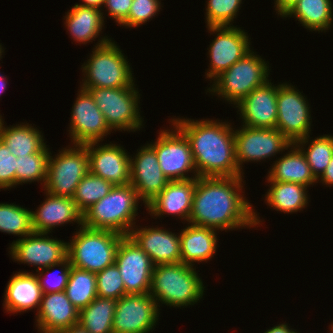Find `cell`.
Here are the masks:
<instances>
[{"label": "cell", "mask_w": 333, "mask_h": 333, "mask_svg": "<svg viewBox=\"0 0 333 333\" xmlns=\"http://www.w3.org/2000/svg\"><path fill=\"white\" fill-rule=\"evenodd\" d=\"M159 0H133L128 17L120 24L126 27H138L158 14L161 9Z\"/></svg>", "instance_id": "40"}, {"label": "cell", "mask_w": 333, "mask_h": 333, "mask_svg": "<svg viewBox=\"0 0 333 333\" xmlns=\"http://www.w3.org/2000/svg\"><path fill=\"white\" fill-rule=\"evenodd\" d=\"M298 1L299 0H275L276 13H278L280 17H283Z\"/></svg>", "instance_id": "44"}, {"label": "cell", "mask_w": 333, "mask_h": 333, "mask_svg": "<svg viewBox=\"0 0 333 333\" xmlns=\"http://www.w3.org/2000/svg\"><path fill=\"white\" fill-rule=\"evenodd\" d=\"M85 145L91 174L102 177L113 186L130 184V156L122 146L113 143L100 145L98 142Z\"/></svg>", "instance_id": "18"}, {"label": "cell", "mask_w": 333, "mask_h": 333, "mask_svg": "<svg viewBox=\"0 0 333 333\" xmlns=\"http://www.w3.org/2000/svg\"><path fill=\"white\" fill-rule=\"evenodd\" d=\"M79 228L67 243L71 266L97 273L114 264L118 245L124 236L110 230Z\"/></svg>", "instance_id": "6"}, {"label": "cell", "mask_w": 333, "mask_h": 333, "mask_svg": "<svg viewBox=\"0 0 333 333\" xmlns=\"http://www.w3.org/2000/svg\"><path fill=\"white\" fill-rule=\"evenodd\" d=\"M60 333H89L79 323L63 330Z\"/></svg>", "instance_id": "48"}, {"label": "cell", "mask_w": 333, "mask_h": 333, "mask_svg": "<svg viewBox=\"0 0 333 333\" xmlns=\"http://www.w3.org/2000/svg\"><path fill=\"white\" fill-rule=\"evenodd\" d=\"M196 178L169 181L165 188L146 205L152 216L171 214L189 222Z\"/></svg>", "instance_id": "23"}, {"label": "cell", "mask_w": 333, "mask_h": 333, "mask_svg": "<svg viewBox=\"0 0 333 333\" xmlns=\"http://www.w3.org/2000/svg\"><path fill=\"white\" fill-rule=\"evenodd\" d=\"M170 122L187 137L198 177L243 176L236 161L235 128L231 123L185 118Z\"/></svg>", "instance_id": "2"}, {"label": "cell", "mask_w": 333, "mask_h": 333, "mask_svg": "<svg viewBox=\"0 0 333 333\" xmlns=\"http://www.w3.org/2000/svg\"><path fill=\"white\" fill-rule=\"evenodd\" d=\"M309 137L299 139L295 144L304 153L313 175L318 180L326 170L333 156V136L325 134L316 137V139L311 140L310 144L308 143ZM306 143L309 144L308 148H304L307 145Z\"/></svg>", "instance_id": "34"}, {"label": "cell", "mask_w": 333, "mask_h": 333, "mask_svg": "<svg viewBox=\"0 0 333 333\" xmlns=\"http://www.w3.org/2000/svg\"><path fill=\"white\" fill-rule=\"evenodd\" d=\"M88 91L111 130L135 132L142 128L140 96L134 84L121 88H89Z\"/></svg>", "instance_id": "8"}, {"label": "cell", "mask_w": 333, "mask_h": 333, "mask_svg": "<svg viewBox=\"0 0 333 333\" xmlns=\"http://www.w3.org/2000/svg\"><path fill=\"white\" fill-rule=\"evenodd\" d=\"M210 33L216 37L209 47L210 67L206 72L208 79L213 80L223 71L251 51L250 38L244 30L233 26H210Z\"/></svg>", "instance_id": "16"}, {"label": "cell", "mask_w": 333, "mask_h": 333, "mask_svg": "<svg viewBox=\"0 0 333 333\" xmlns=\"http://www.w3.org/2000/svg\"><path fill=\"white\" fill-rule=\"evenodd\" d=\"M72 108L69 134L73 144L100 142L111 134L112 130L88 90L79 89Z\"/></svg>", "instance_id": "17"}, {"label": "cell", "mask_w": 333, "mask_h": 333, "mask_svg": "<svg viewBox=\"0 0 333 333\" xmlns=\"http://www.w3.org/2000/svg\"><path fill=\"white\" fill-rule=\"evenodd\" d=\"M61 267H63L61 268L62 270H60L61 272H59L56 277L53 276L54 281H50V284L49 282L46 283L42 278V275L46 274L44 273V270H42L41 273L36 274L43 294L65 291L71 270V263L68 257L61 262ZM53 274H55V272H53Z\"/></svg>", "instance_id": "42"}, {"label": "cell", "mask_w": 333, "mask_h": 333, "mask_svg": "<svg viewBox=\"0 0 333 333\" xmlns=\"http://www.w3.org/2000/svg\"><path fill=\"white\" fill-rule=\"evenodd\" d=\"M115 264L119 268L127 294H147L151 289L154 264L129 236H124L116 252Z\"/></svg>", "instance_id": "15"}, {"label": "cell", "mask_w": 333, "mask_h": 333, "mask_svg": "<svg viewBox=\"0 0 333 333\" xmlns=\"http://www.w3.org/2000/svg\"><path fill=\"white\" fill-rule=\"evenodd\" d=\"M139 200L131 184L114 186L105 197L83 213V226L128 236L135 227Z\"/></svg>", "instance_id": "4"}, {"label": "cell", "mask_w": 333, "mask_h": 333, "mask_svg": "<svg viewBox=\"0 0 333 333\" xmlns=\"http://www.w3.org/2000/svg\"><path fill=\"white\" fill-rule=\"evenodd\" d=\"M133 0H106L105 5L108 10V15L118 23L121 24L129 14L130 7Z\"/></svg>", "instance_id": "43"}, {"label": "cell", "mask_w": 333, "mask_h": 333, "mask_svg": "<svg viewBox=\"0 0 333 333\" xmlns=\"http://www.w3.org/2000/svg\"><path fill=\"white\" fill-rule=\"evenodd\" d=\"M46 200L32 213V226L35 233H51L55 226L76 222L83 226V213L72 197H62L46 192ZM51 230V231H50Z\"/></svg>", "instance_id": "24"}, {"label": "cell", "mask_w": 333, "mask_h": 333, "mask_svg": "<svg viewBox=\"0 0 333 333\" xmlns=\"http://www.w3.org/2000/svg\"><path fill=\"white\" fill-rule=\"evenodd\" d=\"M46 233H32L13 241L10 249L12 259L21 263L36 266V272L60 267L67 258V242L52 239Z\"/></svg>", "instance_id": "13"}, {"label": "cell", "mask_w": 333, "mask_h": 333, "mask_svg": "<svg viewBox=\"0 0 333 333\" xmlns=\"http://www.w3.org/2000/svg\"><path fill=\"white\" fill-rule=\"evenodd\" d=\"M4 293V309L13 314L32 308L38 311L43 296L37 276L27 271L15 273Z\"/></svg>", "instance_id": "25"}, {"label": "cell", "mask_w": 333, "mask_h": 333, "mask_svg": "<svg viewBox=\"0 0 333 333\" xmlns=\"http://www.w3.org/2000/svg\"><path fill=\"white\" fill-rule=\"evenodd\" d=\"M271 186L265 195L266 203L276 211L297 212L308 204L307 188L298 183L268 181Z\"/></svg>", "instance_id": "31"}, {"label": "cell", "mask_w": 333, "mask_h": 333, "mask_svg": "<svg viewBox=\"0 0 333 333\" xmlns=\"http://www.w3.org/2000/svg\"><path fill=\"white\" fill-rule=\"evenodd\" d=\"M204 288L202 279L193 266L181 262L168 263L154 265L149 293L157 305L161 302L170 307L181 308L200 301Z\"/></svg>", "instance_id": "3"}, {"label": "cell", "mask_w": 333, "mask_h": 333, "mask_svg": "<svg viewBox=\"0 0 333 333\" xmlns=\"http://www.w3.org/2000/svg\"><path fill=\"white\" fill-rule=\"evenodd\" d=\"M65 292L79 311L85 308L97 297L96 273L71 266Z\"/></svg>", "instance_id": "33"}, {"label": "cell", "mask_w": 333, "mask_h": 333, "mask_svg": "<svg viewBox=\"0 0 333 333\" xmlns=\"http://www.w3.org/2000/svg\"><path fill=\"white\" fill-rule=\"evenodd\" d=\"M2 120L0 121V140L13 155L19 157L33 153H50L44 143L42 132L37 128L28 123L5 127Z\"/></svg>", "instance_id": "28"}, {"label": "cell", "mask_w": 333, "mask_h": 333, "mask_svg": "<svg viewBox=\"0 0 333 333\" xmlns=\"http://www.w3.org/2000/svg\"><path fill=\"white\" fill-rule=\"evenodd\" d=\"M96 285L97 297L100 298L119 300L127 294L119 268L115 263L96 273Z\"/></svg>", "instance_id": "39"}, {"label": "cell", "mask_w": 333, "mask_h": 333, "mask_svg": "<svg viewBox=\"0 0 333 333\" xmlns=\"http://www.w3.org/2000/svg\"><path fill=\"white\" fill-rule=\"evenodd\" d=\"M330 330H331V333H333V324L331 325Z\"/></svg>", "instance_id": "51"}, {"label": "cell", "mask_w": 333, "mask_h": 333, "mask_svg": "<svg viewBox=\"0 0 333 333\" xmlns=\"http://www.w3.org/2000/svg\"><path fill=\"white\" fill-rule=\"evenodd\" d=\"M146 227L132 228L128 236L149 255L153 264L180 263V234L160 227Z\"/></svg>", "instance_id": "21"}, {"label": "cell", "mask_w": 333, "mask_h": 333, "mask_svg": "<svg viewBox=\"0 0 333 333\" xmlns=\"http://www.w3.org/2000/svg\"><path fill=\"white\" fill-rule=\"evenodd\" d=\"M278 85L271 82L255 88L236 106L243 125L256 128H276Z\"/></svg>", "instance_id": "20"}, {"label": "cell", "mask_w": 333, "mask_h": 333, "mask_svg": "<svg viewBox=\"0 0 333 333\" xmlns=\"http://www.w3.org/2000/svg\"><path fill=\"white\" fill-rule=\"evenodd\" d=\"M102 9L75 4L65 15V24L72 39L81 44L92 42L104 27Z\"/></svg>", "instance_id": "29"}, {"label": "cell", "mask_w": 333, "mask_h": 333, "mask_svg": "<svg viewBox=\"0 0 333 333\" xmlns=\"http://www.w3.org/2000/svg\"><path fill=\"white\" fill-rule=\"evenodd\" d=\"M206 2V27L231 26L242 4V0H208Z\"/></svg>", "instance_id": "38"}, {"label": "cell", "mask_w": 333, "mask_h": 333, "mask_svg": "<svg viewBox=\"0 0 333 333\" xmlns=\"http://www.w3.org/2000/svg\"><path fill=\"white\" fill-rule=\"evenodd\" d=\"M140 148L135 158L130 157V184L146 206L170 180L163 174L155 150L149 144Z\"/></svg>", "instance_id": "19"}, {"label": "cell", "mask_w": 333, "mask_h": 333, "mask_svg": "<svg viewBox=\"0 0 333 333\" xmlns=\"http://www.w3.org/2000/svg\"><path fill=\"white\" fill-rule=\"evenodd\" d=\"M252 50L229 69L213 79L207 92L215 93L231 104L237 105L255 88L263 86L268 79L269 66ZM233 102V103H232Z\"/></svg>", "instance_id": "7"}, {"label": "cell", "mask_w": 333, "mask_h": 333, "mask_svg": "<svg viewBox=\"0 0 333 333\" xmlns=\"http://www.w3.org/2000/svg\"><path fill=\"white\" fill-rule=\"evenodd\" d=\"M3 48H2V45H0V59L2 58V54H3Z\"/></svg>", "instance_id": "50"}, {"label": "cell", "mask_w": 333, "mask_h": 333, "mask_svg": "<svg viewBox=\"0 0 333 333\" xmlns=\"http://www.w3.org/2000/svg\"><path fill=\"white\" fill-rule=\"evenodd\" d=\"M172 126L174 131L161 130L157 141L149 144L155 150L160 168L170 181L197 178L190 143L175 124ZM192 171L193 177L185 176Z\"/></svg>", "instance_id": "10"}, {"label": "cell", "mask_w": 333, "mask_h": 333, "mask_svg": "<svg viewBox=\"0 0 333 333\" xmlns=\"http://www.w3.org/2000/svg\"><path fill=\"white\" fill-rule=\"evenodd\" d=\"M236 161L240 171L242 163L260 161L288 150L290 142L277 128H256L242 125L234 130Z\"/></svg>", "instance_id": "11"}, {"label": "cell", "mask_w": 333, "mask_h": 333, "mask_svg": "<svg viewBox=\"0 0 333 333\" xmlns=\"http://www.w3.org/2000/svg\"><path fill=\"white\" fill-rule=\"evenodd\" d=\"M290 147L288 153L273 163L267 180L298 183L306 187L317 183L302 150L295 143H292Z\"/></svg>", "instance_id": "27"}, {"label": "cell", "mask_w": 333, "mask_h": 333, "mask_svg": "<svg viewBox=\"0 0 333 333\" xmlns=\"http://www.w3.org/2000/svg\"><path fill=\"white\" fill-rule=\"evenodd\" d=\"M217 230L189 224L180 232L181 263L194 266V262L210 260L216 253Z\"/></svg>", "instance_id": "26"}, {"label": "cell", "mask_w": 333, "mask_h": 333, "mask_svg": "<svg viewBox=\"0 0 333 333\" xmlns=\"http://www.w3.org/2000/svg\"><path fill=\"white\" fill-rule=\"evenodd\" d=\"M332 7L330 0H299L283 17L295 16L304 28L325 32L332 25Z\"/></svg>", "instance_id": "30"}, {"label": "cell", "mask_w": 333, "mask_h": 333, "mask_svg": "<svg viewBox=\"0 0 333 333\" xmlns=\"http://www.w3.org/2000/svg\"><path fill=\"white\" fill-rule=\"evenodd\" d=\"M0 231L21 237L34 233L31 210L15 204L0 203Z\"/></svg>", "instance_id": "36"}, {"label": "cell", "mask_w": 333, "mask_h": 333, "mask_svg": "<svg viewBox=\"0 0 333 333\" xmlns=\"http://www.w3.org/2000/svg\"><path fill=\"white\" fill-rule=\"evenodd\" d=\"M6 84L5 77L0 74V95L6 90Z\"/></svg>", "instance_id": "49"}, {"label": "cell", "mask_w": 333, "mask_h": 333, "mask_svg": "<svg viewBox=\"0 0 333 333\" xmlns=\"http://www.w3.org/2000/svg\"><path fill=\"white\" fill-rule=\"evenodd\" d=\"M264 333H297V332L293 331L287 324L282 323L268 329Z\"/></svg>", "instance_id": "46"}, {"label": "cell", "mask_w": 333, "mask_h": 333, "mask_svg": "<svg viewBox=\"0 0 333 333\" xmlns=\"http://www.w3.org/2000/svg\"><path fill=\"white\" fill-rule=\"evenodd\" d=\"M89 172L86 145L74 144L63 148L48 160V172L44 190L62 197H73L82 178Z\"/></svg>", "instance_id": "9"}, {"label": "cell", "mask_w": 333, "mask_h": 333, "mask_svg": "<svg viewBox=\"0 0 333 333\" xmlns=\"http://www.w3.org/2000/svg\"><path fill=\"white\" fill-rule=\"evenodd\" d=\"M320 179H321L320 182L324 183L325 185H328L329 187L331 185L333 186V156L328 166L326 167V170L324 171L322 176L318 179V181Z\"/></svg>", "instance_id": "45"}, {"label": "cell", "mask_w": 333, "mask_h": 333, "mask_svg": "<svg viewBox=\"0 0 333 333\" xmlns=\"http://www.w3.org/2000/svg\"><path fill=\"white\" fill-rule=\"evenodd\" d=\"M242 182V176L197 177L188 224L221 231L260 225L259 214L240 194Z\"/></svg>", "instance_id": "1"}, {"label": "cell", "mask_w": 333, "mask_h": 333, "mask_svg": "<svg viewBox=\"0 0 333 333\" xmlns=\"http://www.w3.org/2000/svg\"><path fill=\"white\" fill-rule=\"evenodd\" d=\"M304 97L293 85H278L276 128L292 143L311 132V112Z\"/></svg>", "instance_id": "12"}, {"label": "cell", "mask_w": 333, "mask_h": 333, "mask_svg": "<svg viewBox=\"0 0 333 333\" xmlns=\"http://www.w3.org/2000/svg\"><path fill=\"white\" fill-rule=\"evenodd\" d=\"M17 157L0 140V189L15 186Z\"/></svg>", "instance_id": "41"}, {"label": "cell", "mask_w": 333, "mask_h": 333, "mask_svg": "<svg viewBox=\"0 0 333 333\" xmlns=\"http://www.w3.org/2000/svg\"><path fill=\"white\" fill-rule=\"evenodd\" d=\"M159 305L147 294H126L116 302L113 333H149L158 322Z\"/></svg>", "instance_id": "14"}, {"label": "cell", "mask_w": 333, "mask_h": 333, "mask_svg": "<svg viewBox=\"0 0 333 333\" xmlns=\"http://www.w3.org/2000/svg\"><path fill=\"white\" fill-rule=\"evenodd\" d=\"M84 2L83 4H77L80 6H85V7H94L97 9H101L103 5H105L106 0H81Z\"/></svg>", "instance_id": "47"}, {"label": "cell", "mask_w": 333, "mask_h": 333, "mask_svg": "<svg viewBox=\"0 0 333 333\" xmlns=\"http://www.w3.org/2000/svg\"><path fill=\"white\" fill-rule=\"evenodd\" d=\"M113 187L107 180L88 172L78 184L72 198L78 209L84 213L89 207L105 197Z\"/></svg>", "instance_id": "35"}, {"label": "cell", "mask_w": 333, "mask_h": 333, "mask_svg": "<svg viewBox=\"0 0 333 333\" xmlns=\"http://www.w3.org/2000/svg\"><path fill=\"white\" fill-rule=\"evenodd\" d=\"M117 300L96 297L79 311V324L89 333H113Z\"/></svg>", "instance_id": "32"}, {"label": "cell", "mask_w": 333, "mask_h": 333, "mask_svg": "<svg viewBox=\"0 0 333 333\" xmlns=\"http://www.w3.org/2000/svg\"><path fill=\"white\" fill-rule=\"evenodd\" d=\"M40 333H60L79 323V310L65 291L43 294L36 315Z\"/></svg>", "instance_id": "22"}, {"label": "cell", "mask_w": 333, "mask_h": 333, "mask_svg": "<svg viewBox=\"0 0 333 333\" xmlns=\"http://www.w3.org/2000/svg\"><path fill=\"white\" fill-rule=\"evenodd\" d=\"M100 37L92 55L82 65L84 72L81 88H121L134 84L130 64L124 53L111 41V38Z\"/></svg>", "instance_id": "5"}, {"label": "cell", "mask_w": 333, "mask_h": 333, "mask_svg": "<svg viewBox=\"0 0 333 333\" xmlns=\"http://www.w3.org/2000/svg\"><path fill=\"white\" fill-rule=\"evenodd\" d=\"M50 153H33L17 157L15 187L18 184L42 181L45 185ZM43 183V184H42Z\"/></svg>", "instance_id": "37"}]
</instances>
